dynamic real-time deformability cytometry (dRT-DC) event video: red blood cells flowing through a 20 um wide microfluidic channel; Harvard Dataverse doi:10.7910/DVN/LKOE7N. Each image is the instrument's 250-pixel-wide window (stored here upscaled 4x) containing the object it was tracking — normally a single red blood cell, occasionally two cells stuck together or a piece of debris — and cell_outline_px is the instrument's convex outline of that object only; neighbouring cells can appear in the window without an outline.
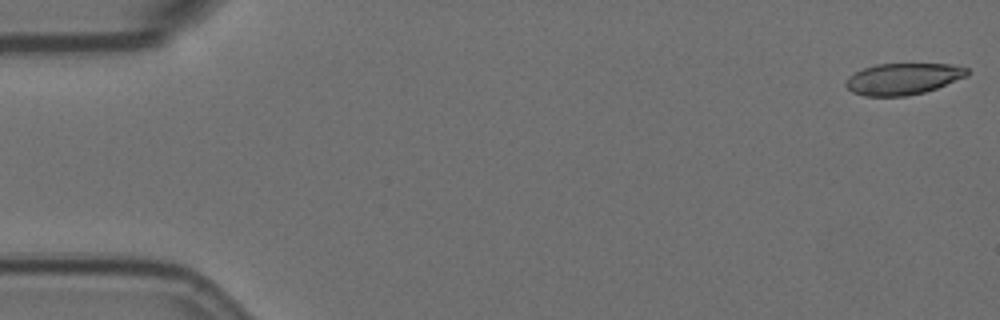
{"species": "Egyptian fruit bat (a non-hibernating species)", "species_latin": "Rousettus aegyptiacus", "temperature_condition": "room temperature", "stored_images_in_passage": 57, "camera_frame_rate_fps": 3000, "um_per_image_px": 0.085, "animal": {"sex": "female"}, "frame": {"image": 1, "passage_image": 1, "time_ms": 0.0, "image_size_px": [1000, 320], "cell_outline_px": [[968, 76], [936, 88], [924, 92], [908, 96], [864, 96], [852, 92], [844, 84], [848, 76], [864, 68], [876, 64], [948, 64], [968, 68]], "centroid_in_image_um": [76.74, 6.71], "position_along_channel_um": 8.3, "area_um2": 22.2}}
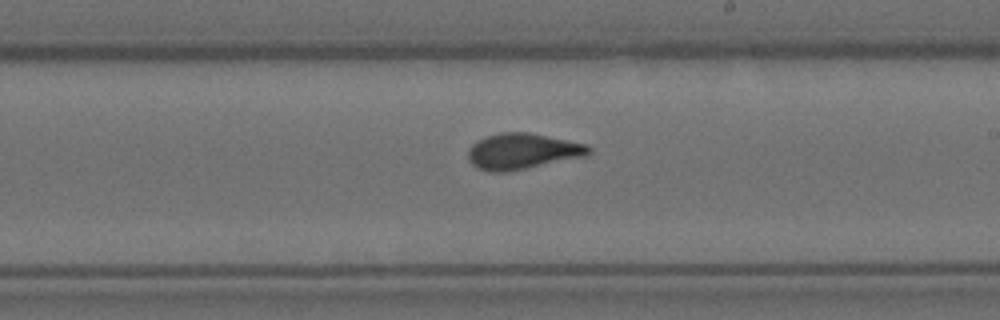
{"frame": {"image": 2, "passage_image": 33, "time_ms": 10.667, "image_size_px": [1000, 320], "cell_outline_px": [[592, 152], [588, 156], [508, 172], [488, 172], [476, 168], [468, 160], [468, 148], [472, 144], [488, 136], [500, 132], [528, 132], [588, 144], [592, 148]], "centroid_in_image_um": [44.43, 12.87], "position_along_channel_um": 244.6, "area_um2": 25.55}}
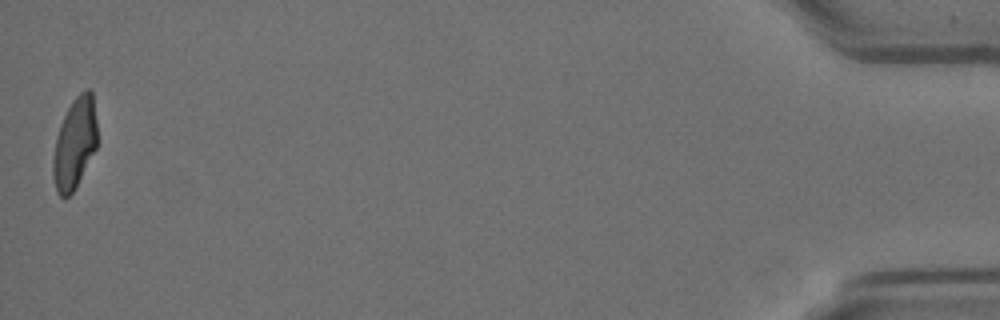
{"frame": {"image": 3, "passage_image": 57, "time_ms": 18.667, "image_size_px": [1000, 320], "cell_outline_px": [[96, 148], [72, 192], [68, 196], [60, 196], [56, 192], [52, 176], [52, 160], [56, 136], [60, 124], [72, 100], [80, 92], [88, 88], [92, 92], [96, 120]], "centroid_in_image_um": [6.32, 12.17], "position_along_channel_um": 428.9, "area_um2": 23.18}, "authors_computed_cell_mechanics": {"area_um2": 23.9292, "velocity_mm_per_s": 3.5221, "shape_relaxation_time_tau1_ms": null, "shape_relaxation_time_tau2_ms": 1.2199, "deformation_change_tau1": null, "deformation_change_tau2": 0.0644}}